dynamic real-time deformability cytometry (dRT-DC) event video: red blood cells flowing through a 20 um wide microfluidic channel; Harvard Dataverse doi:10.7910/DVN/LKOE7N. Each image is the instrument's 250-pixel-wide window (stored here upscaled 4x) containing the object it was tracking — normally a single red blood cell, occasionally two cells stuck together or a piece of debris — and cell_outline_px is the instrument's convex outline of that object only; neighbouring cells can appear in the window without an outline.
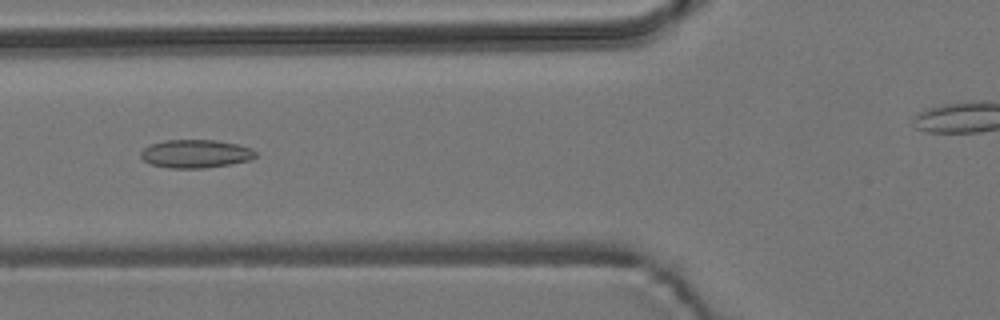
{"species": "common noctule bat (a hibernating species)", "species_latin": "Nyctalus noctula", "temperature_condition": "room temperature", "stored_images_in_passage": 8, "segment_of_instrument_passage": [1, 2], "camera_frame_rate_fps": 3000, "um_per_image_px": 0.085, "animal": {"sex": "male", "body_mass_g": 19.2, "forearm_length_mm": 51.8}, "frame": {"image": 1, "passage_image": 6, "time_ms": 6.0, "image_size_px": [1000, 320], "cell_outline_px": [[256, 156], [248, 160], [232, 164], [204, 168], [168, 168], [152, 164], [144, 160], [140, 156], [140, 152], [144, 148], [152, 144], [168, 140], [216, 140], [236, 144], [248, 148], [256, 152]], "centroid_in_image_um": [16.61, 13.07], "position_along_channel_um": 109.2, "area_um2": 18.67}}
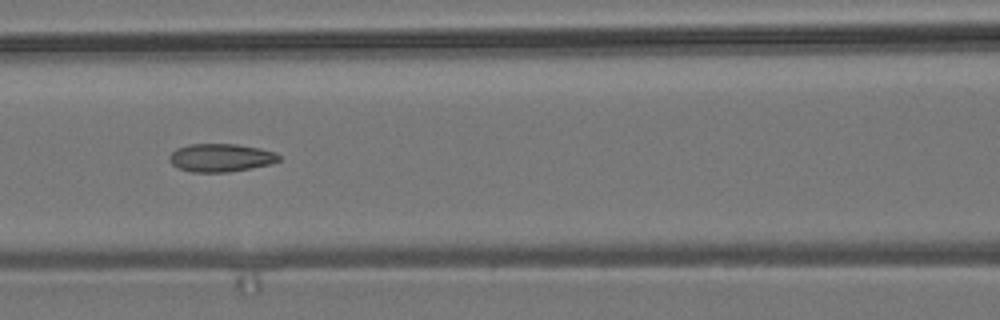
{"frame": {"image": 2, "passage_image": 7, "time_ms": 7.0, "image_size_px": [1000, 320], "cell_outline_px": [[280, 160], [268, 164], [228, 172], [192, 172], [180, 168], [172, 164], [168, 160], [168, 156], [176, 148], [188, 144], [236, 144], [260, 148], [276, 152], [280, 156]], "centroid_in_image_um": [18.73, 13.39], "position_along_channel_um": 147.9, "area_um2": 17.86}}